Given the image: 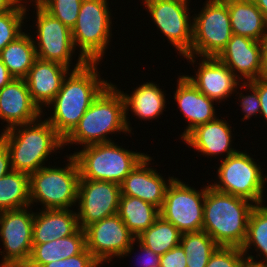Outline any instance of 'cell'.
Returning a JSON list of instances; mask_svg holds the SVG:
<instances>
[{"mask_svg": "<svg viewBox=\"0 0 267 267\" xmlns=\"http://www.w3.org/2000/svg\"><path fill=\"white\" fill-rule=\"evenodd\" d=\"M151 267H161L160 263L159 264H156L154 266H151Z\"/></svg>", "mask_w": 267, "mask_h": 267, "instance_id": "cell-48", "label": "cell"}, {"mask_svg": "<svg viewBox=\"0 0 267 267\" xmlns=\"http://www.w3.org/2000/svg\"><path fill=\"white\" fill-rule=\"evenodd\" d=\"M195 75L185 76L208 98L219 103L238 89L240 79L216 57H200Z\"/></svg>", "mask_w": 267, "mask_h": 267, "instance_id": "cell-17", "label": "cell"}, {"mask_svg": "<svg viewBox=\"0 0 267 267\" xmlns=\"http://www.w3.org/2000/svg\"><path fill=\"white\" fill-rule=\"evenodd\" d=\"M256 6L261 10L267 24V0H253Z\"/></svg>", "mask_w": 267, "mask_h": 267, "instance_id": "cell-46", "label": "cell"}, {"mask_svg": "<svg viewBox=\"0 0 267 267\" xmlns=\"http://www.w3.org/2000/svg\"><path fill=\"white\" fill-rule=\"evenodd\" d=\"M256 88L259 95L261 110L260 115L267 123V77H262L250 81Z\"/></svg>", "mask_w": 267, "mask_h": 267, "instance_id": "cell-39", "label": "cell"}, {"mask_svg": "<svg viewBox=\"0 0 267 267\" xmlns=\"http://www.w3.org/2000/svg\"><path fill=\"white\" fill-rule=\"evenodd\" d=\"M155 23L179 56L190 55L193 42V19L190 0H141ZM189 1V2H188Z\"/></svg>", "mask_w": 267, "mask_h": 267, "instance_id": "cell-11", "label": "cell"}, {"mask_svg": "<svg viewBox=\"0 0 267 267\" xmlns=\"http://www.w3.org/2000/svg\"><path fill=\"white\" fill-rule=\"evenodd\" d=\"M127 133L124 99L116 84H110L100 93L80 119L75 129L64 139L66 145L87 146L112 142L109 135Z\"/></svg>", "mask_w": 267, "mask_h": 267, "instance_id": "cell-4", "label": "cell"}, {"mask_svg": "<svg viewBox=\"0 0 267 267\" xmlns=\"http://www.w3.org/2000/svg\"><path fill=\"white\" fill-rule=\"evenodd\" d=\"M25 32L0 52V60L7 67L11 76L16 79H25L37 59L32 36L28 31Z\"/></svg>", "mask_w": 267, "mask_h": 267, "instance_id": "cell-27", "label": "cell"}, {"mask_svg": "<svg viewBox=\"0 0 267 267\" xmlns=\"http://www.w3.org/2000/svg\"><path fill=\"white\" fill-rule=\"evenodd\" d=\"M136 244H139L137 246L140 248L139 251H141L139 252V255L140 253L143 255V256L142 255L138 256L140 257L138 258L139 260L136 259L138 260L137 262L139 263V265H137L138 267H151L160 263V255L144 247L138 241L136 242Z\"/></svg>", "mask_w": 267, "mask_h": 267, "instance_id": "cell-40", "label": "cell"}, {"mask_svg": "<svg viewBox=\"0 0 267 267\" xmlns=\"http://www.w3.org/2000/svg\"><path fill=\"white\" fill-rule=\"evenodd\" d=\"M159 84L155 82H144L137 86L129 95L124 93L121 89L119 90L123 96L125 104V117L126 125L131 133L132 127L130 126V120L127 116L129 110L134 116H137L139 120L150 121L159 118L158 116L163 114V110L166 109L165 105L168 101L166 99V93L163 91ZM129 120V121H128Z\"/></svg>", "mask_w": 267, "mask_h": 267, "instance_id": "cell-24", "label": "cell"}, {"mask_svg": "<svg viewBox=\"0 0 267 267\" xmlns=\"http://www.w3.org/2000/svg\"><path fill=\"white\" fill-rule=\"evenodd\" d=\"M34 8L36 9L34 22L36 21L35 29L37 30L34 33L36 38L32 36V39L37 58L44 61L58 62L68 68L74 66L72 70L83 66L86 61L81 56H78L75 65H70L73 64V54L78 53L75 52L71 29L51 16L40 5H35Z\"/></svg>", "mask_w": 267, "mask_h": 267, "instance_id": "cell-10", "label": "cell"}, {"mask_svg": "<svg viewBox=\"0 0 267 267\" xmlns=\"http://www.w3.org/2000/svg\"><path fill=\"white\" fill-rule=\"evenodd\" d=\"M31 206L29 175L11 171L0 178V211Z\"/></svg>", "mask_w": 267, "mask_h": 267, "instance_id": "cell-29", "label": "cell"}, {"mask_svg": "<svg viewBox=\"0 0 267 267\" xmlns=\"http://www.w3.org/2000/svg\"><path fill=\"white\" fill-rule=\"evenodd\" d=\"M40 211V212H39ZM34 212L32 244H42L74 234L80 227L71 209H41Z\"/></svg>", "mask_w": 267, "mask_h": 267, "instance_id": "cell-23", "label": "cell"}, {"mask_svg": "<svg viewBox=\"0 0 267 267\" xmlns=\"http://www.w3.org/2000/svg\"><path fill=\"white\" fill-rule=\"evenodd\" d=\"M86 248L103 265L112 258L131 255L136 237L129 231L118 214L95 222L85 229Z\"/></svg>", "mask_w": 267, "mask_h": 267, "instance_id": "cell-14", "label": "cell"}, {"mask_svg": "<svg viewBox=\"0 0 267 267\" xmlns=\"http://www.w3.org/2000/svg\"><path fill=\"white\" fill-rule=\"evenodd\" d=\"M82 148L72 154L79 167L80 179L108 181L119 185L147 155L125 149L114 141Z\"/></svg>", "mask_w": 267, "mask_h": 267, "instance_id": "cell-5", "label": "cell"}, {"mask_svg": "<svg viewBox=\"0 0 267 267\" xmlns=\"http://www.w3.org/2000/svg\"><path fill=\"white\" fill-rule=\"evenodd\" d=\"M44 116L45 113L32 100L25 79L13 78L0 89V119L7 123L2 131Z\"/></svg>", "mask_w": 267, "mask_h": 267, "instance_id": "cell-18", "label": "cell"}, {"mask_svg": "<svg viewBox=\"0 0 267 267\" xmlns=\"http://www.w3.org/2000/svg\"><path fill=\"white\" fill-rule=\"evenodd\" d=\"M244 257L239 247L219 246L211 255L206 267H238Z\"/></svg>", "mask_w": 267, "mask_h": 267, "instance_id": "cell-36", "label": "cell"}, {"mask_svg": "<svg viewBox=\"0 0 267 267\" xmlns=\"http://www.w3.org/2000/svg\"><path fill=\"white\" fill-rule=\"evenodd\" d=\"M242 84V85H241ZM239 88H244V91L249 90V94L244 95L241 91L239 93V90L236 89V94H239V97L236 99H239L238 102H240L239 106L242 108L241 111H243V117L242 121L244 120H250L252 116H256L261 110V103L259 99V95L257 92V88L249 81V82H241L239 84ZM247 89V90H246ZM251 92V94H250Z\"/></svg>", "mask_w": 267, "mask_h": 267, "instance_id": "cell-35", "label": "cell"}, {"mask_svg": "<svg viewBox=\"0 0 267 267\" xmlns=\"http://www.w3.org/2000/svg\"><path fill=\"white\" fill-rule=\"evenodd\" d=\"M61 168L44 166L29 175L30 204L39 202L42 209H70L77 205L79 167L72 154ZM52 167V168H51Z\"/></svg>", "mask_w": 267, "mask_h": 267, "instance_id": "cell-6", "label": "cell"}, {"mask_svg": "<svg viewBox=\"0 0 267 267\" xmlns=\"http://www.w3.org/2000/svg\"><path fill=\"white\" fill-rule=\"evenodd\" d=\"M180 245L187 255V267H206L219 247L205 231L183 233Z\"/></svg>", "mask_w": 267, "mask_h": 267, "instance_id": "cell-32", "label": "cell"}, {"mask_svg": "<svg viewBox=\"0 0 267 267\" xmlns=\"http://www.w3.org/2000/svg\"><path fill=\"white\" fill-rule=\"evenodd\" d=\"M181 235L171 222L159 216L153 225L136 237V241L161 256L180 245Z\"/></svg>", "mask_w": 267, "mask_h": 267, "instance_id": "cell-31", "label": "cell"}, {"mask_svg": "<svg viewBox=\"0 0 267 267\" xmlns=\"http://www.w3.org/2000/svg\"><path fill=\"white\" fill-rule=\"evenodd\" d=\"M0 140L10 152L12 170L28 175L44 167L51 154L64 148V139L41 117L3 131Z\"/></svg>", "mask_w": 267, "mask_h": 267, "instance_id": "cell-2", "label": "cell"}, {"mask_svg": "<svg viewBox=\"0 0 267 267\" xmlns=\"http://www.w3.org/2000/svg\"><path fill=\"white\" fill-rule=\"evenodd\" d=\"M178 80V81H177ZM174 100L177 102L180 113L188 121L180 138H184L190 131L199 125L215 120L214 100L201 93L192 82L183 74L178 76Z\"/></svg>", "mask_w": 267, "mask_h": 267, "instance_id": "cell-20", "label": "cell"}, {"mask_svg": "<svg viewBox=\"0 0 267 267\" xmlns=\"http://www.w3.org/2000/svg\"><path fill=\"white\" fill-rule=\"evenodd\" d=\"M228 5L232 34L260 41L267 24L253 0H224Z\"/></svg>", "mask_w": 267, "mask_h": 267, "instance_id": "cell-26", "label": "cell"}, {"mask_svg": "<svg viewBox=\"0 0 267 267\" xmlns=\"http://www.w3.org/2000/svg\"><path fill=\"white\" fill-rule=\"evenodd\" d=\"M151 161L152 157L147 154L121 182L120 190L121 195L137 197L160 209L166 189L175 177H168L166 181L160 172L150 166Z\"/></svg>", "mask_w": 267, "mask_h": 267, "instance_id": "cell-19", "label": "cell"}, {"mask_svg": "<svg viewBox=\"0 0 267 267\" xmlns=\"http://www.w3.org/2000/svg\"><path fill=\"white\" fill-rule=\"evenodd\" d=\"M259 42L261 46V56H262L264 77H267V30Z\"/></svg>", "mask_w": 267, "mask_h": 267, "instance_id": "cell-42", "label": "cell"}, {"mask_svg": "<svg viewBox=\"0 0 267 267\" xmlns=\"http://www.w3.org/2000/svg\"><path fill=\"white\" fill-rule=\"evenodd\" d=\"M102 265L86 248L82 253L64 260L53 261L42 267H101Z\"/></svg>", "mask_w": 267, "mask_h": 267, "instance_id": "cell-37", "label": "cell"}, {"mask_svg": "<svg viewBox=\"0 0 267 267\" xmlns=\"http://www.w3.org/2000/svg\"><path fill=\"white\" fill-rule=\"evenodd\" d=\"M15 5L13 0H0V14L10 11Z\"/></svg>", "mask_w": 267, "mask_h": 267, "instance_id": "cell-45", "label": "cell"}, {"mask_svg": "<svg viewBox=\"0 0 267 267\" xmlns=\"http://www.w3.org/2000/svg\"><path fill=\"white\" fill-rule=\"evenodd\" d=\"M86 249V234L79 228L74 234L42 244H33L25 267H42L53 261L64 260Z\"/></svg>", "mask_w": 267, "mask_h": 267, "instance_id": "cell-25", "label": "cell"}, {"mask_svg": "<svg viewBox=\"0 0 267 267\" xmlns=\"http://www.w3.org/2000/svg\"><path fill=\"white\" fill-rule=\"evenodd\" d=\"M253 246L258 253L256 257L249 254ZM241 249L245 257L267 264V205L261 203L253 207L248 220L247 237ZM258 256H263V259L258 260Z\"/></svg>", "mask_w": 267, "mask_h": 267, "instance_id": "cell-30", "label": "cell"}, {"mask_svg": "<svg viewBox=\"0 0 267 267\" xmlns=\"http://www.w3.org/2000/svg\"><path fill=\"white\" fill-rule=\"evenodd\" d=\"M255 206L249 200L205 187L203 229L218 246L241 248Z\"/></svg>", "mask_w": 267, "mask_h": 267, "instance_id": "cell-3", "label": "cell"}, {"mask_svg": "<svg viewBox=\"0 0 267 267\" xmlns=\"http://www.w3.org/2000/svg\"><path fill=\"white\" fill-rule=\"evenodd\" d=\"M198 14L192 15L193 42L190 55L195 66L198 57H217L232 37L228 5L224 0H206Z\"/></svg>", "mask_w": 267, "mask_h": 267, "instance_id": "cell-8", "label": "cell"}, {"mask_svg": "<svg viewBox=\"0 0 267 267\" xmlns=\"http://www.w3.org/2000/svg\"><path fill=\"white\" fill-rule=\"evenodd\" d=\"M99 64L86 62L78 69H71L59 92L46 107L48 112L50 107L53 112H50V117L44 119L63 139L75 129L93 101L110 84L101 77Z\"/></svg>", "mask_w": 267, "mask_h": 267, "instance_id": "cell-1", "label": "cell"}, {"mask_svg": "<svg viewBox=\"0 0 267 267\" xmlns=\"http://www.w3.org/2000/svg\"><path fill=\"white\" fill-rule=\"evenodd\" d=\"M108 0H83L71 29L75 49L86 62H100L111 42L112 15ZM110 10V11H109Z\"/></svg>", "mask_w": 267, "mask_h": 267, "instance_id": "cell-7", "label": "cell"}, {"mask_svg": "<svg viewBox=\"0 0 267 267\" xmlns=\"http://www.w3.org/2000/svg\"><path fill=\"white\" fill-rule=\"evenodd\" d=\"M16 4H18V5H22V6H31V2H32V6L34 5H40L44 0H13ZM29 1V2H28ZM33 2H34V4H33ZM26 3H28V4H26ZM29 3H30V5H29ZM25 4V5H24Z\"/></svg>", "mask_w": 267, "mask_h": 267, "instance_id": "cell-47", "label": "cell"}, {"mask_svg": "<svg viewBox=\"0 0 267 267\" xmlns=\"http://www.w3.org/2000/svg\"><path fill=\"white\" fill-rule=\"evenodd\" d=\"M34 212L31 206L0 211V267H25L32 252Z\"/></svg>", "mask_w": 267, "mask_h": 267, "instance_id": "cell-13", "label": "cell"}, {"mask_svg": "<svg viewBox=\"0 0 267 267\" xmlns=\"http://www.w3.org/2000/svg\"><path fill=\"white\" fill-rule=\"evenodd\" d=\"M238 267H267V264L244 257Z\"/></svg>", "mask_w": 267, "mask_h": 267, "instance_id": "cell-44", "label": "cell"}, {"mask_svg": "<svg viewBox=\"0 0 267 267\" xmlns=\"http://www.w3.org/2000/svg\"><path fill=\"white\" fill-rule=\"evenodd\" d=\"M225 118L217 117L211 122L199 125L190 131L183 139V142L203 156H223L224 159L236 153L238 150L232 147L233 133L232 124L229 125ZM225 153V154H224Z\"/></svg>", "mask_w": 267, "mask_h": 267, "instance_id": "cell-21", "label": "cell"}, {"mask_svg": "<svg viewBox=\"0 0 267 267\" xmlns=\"http://www.w3.org/2000/svg\"><path fill=\"white\" fill-rule=\"evenodd\" d=\"M121 190L114 182L79 179L77 218L83 230L104 218L118 214Z\"/></svg>", "mask_w": 267, "mask_h": 267, "instance_id": "cell-15", "label": "cell"}, {"mask_svg": "<svg viewBox=\"0 0 267 267\" xmlns=\"http://www.w3.org/2000/svg\"><path fill=\"white\" fill-rule=\"evenodd\" d=\"M12 171L11 157L8 148L0 140V178Z\"/></svg>", "mask_w": 267, "mask_h": 267, "instance_id": "cell-41", "label": "cell"}, {"mask_svg": "<svg viewBox=\"0 0 267 267\" xmlns=\"http://www.w3.org/2000/svg\"><path fill=\"white\" fill-rule=\"evenodd\" d=\"M216 58L225 64L241 82L264 77L259 41L232 34L231 39Z\"/></svg>", "mask_w": 267, "mask_h": 267, "instance_id": "cell-16", "label": "cell"}, {"mask_svg": "<svg viewBox=\"0 0 267 267\" xmlns=\"http://www.w3.org/2000/svg\"><path fill=\"white\" fill-rule=\"evenodd\" d=\"M118 215L135 236L154 224L160 216L159 208L137 197L120 195Z\"/></svg>", "mask_w": 267, "mask_h": 267, "instance_id": "cell-28", "label": "cell"}, {"mask_svg": "<svg viewBox=\"0 0 267 267\" xmlns=\"http://www.w3.org/2000/svg\"><path fill=\"white\" fill-rule=\"evenodd\" d=\"M252 157L246 151H237L221 159L222 162L216 171L218 182L215 181L209 185L215 190L244 198L255 205L265 204L263 195L267 175Z\"/></svg>", "mask_w": 267, "mask_h": 267, "instance_id": "cell-9", "label": "cell"}, {"mask_svg": "<svg viewBox=\"0 0 267 267\" xmlns=\"http://www.w3.org/2000/svg\"><path fill=\"white\" fill-rule=\"evenodd\" d=\"M83 0H44L40 6L54 18L72 29Z\"/></svg>", "mask_w": 267, "mask_h": 267, "instance_id": "cell-34", "label": "cell"}, {"mask_svg": "<svg viewBox=\"0 0 267 267\" xmlns=\"http://www.w3.org/2000/svg\"><path fill=\"white\" fill-rule=\"evenodd\" d=\"M71 69L65 65L36 59L25 80L32 100L42 111L59 92L62 82Z\"/></svg>", "mask_w": 267, "mask_h": 267, "instance_id": "cell-22", "label": "cell"}, {"mask_svg": "<svg viewBox=\"0 0 267 267\" xmlns=\"http://www.w3.org/2000/svg\"><path fill=\"white\" fill-rule=\"evenodd\" d=\"M12 79L13 77L9 73L7 67L0 60V89L7 85Z\"/></svg>", "mask_w": 267, "mask_h": 267, "instance_id": "cell-43", "label": "cell"}, {"mask_svg": "<svg viewBox=\"0 0 267 267\" xmlns=\"http://www.w3.org/2000/svg\"><path fill=\"white\" fill-rule=\"evenodd\" d=\"M161 267H187V255L181 245L160 256Z\"/></svg>", "mask_w": 267, "mask_h": 267, "instance_id": "cell-38", "label": "cell"}, {"mask_svg": "<svg viewBox=\"0 0 267 267\" xmlns=\"http://www.w3.org/2000/svg\"><path fill=\"white\" fill-rule=\"evenodd\" d=\"M204 200V186L196 190L176 177L166 189L160 216L182 234L202 231Z\"/></svg>", "mask_w": 267, "mask_h": 267, "instance_id": "cell-12", "label": "cell"}, {"mask_svg": "<svg viewBox=\"0 0 267 267\" xmlns=\"http://www.w3.org/2000/svg\"><path fill=\"white\" fill-rule=\"evenodd\" d=\"M28 6L16 4L10 11L0 14V52L23 33ZM24 25V26H23Z\"/></svg>", "mask_w": 267, "mask_h": 267, "instance_id": "cell-33", "label": "cell"}]
</instances>
